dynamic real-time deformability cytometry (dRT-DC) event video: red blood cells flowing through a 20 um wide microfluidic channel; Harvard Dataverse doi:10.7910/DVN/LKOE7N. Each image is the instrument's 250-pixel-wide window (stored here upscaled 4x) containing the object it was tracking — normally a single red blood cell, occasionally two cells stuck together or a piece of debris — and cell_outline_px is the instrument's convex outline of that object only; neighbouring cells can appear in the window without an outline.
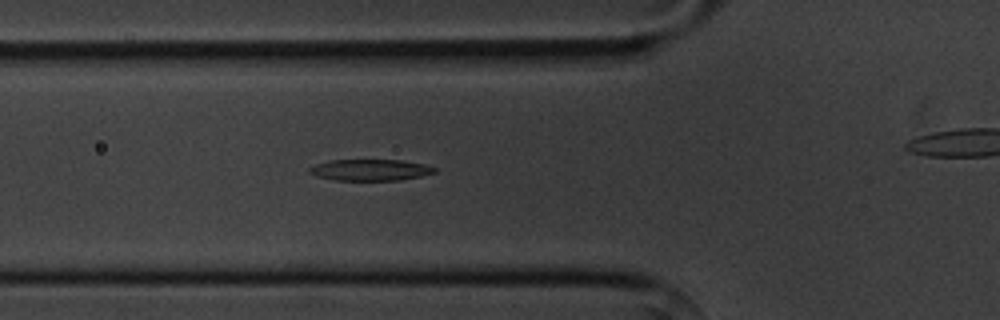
{"species": "common noctule bat (a hibernating species)", "species_latin": "Nyctalus noctula", "temperature_condition": "cold", "stored_images_in_passage": 5, "camera_frame_rate_fps": 3000, "um_per_image_px": 0.085, "animal": {"sex": "male", "body_mass_g": 20.1, "forearm_length_mm": 53.5}, "frame": {"image": 1, "passage_image": 4, "time_ms": 3.333, "image_size_px": [1000, 320], "cell_outline_px": [[436, 172], [420, 176], [400, 180], [332, 180], [316, 176], [308, 172], [308, 168], [316, 164], [328, 160], [404, 160], [424, 164], [436, 168]], "centroid_in_image_um": [31.44, 14.44], "position_along_channel_um": 94.4, "area_um2": 15.61}}